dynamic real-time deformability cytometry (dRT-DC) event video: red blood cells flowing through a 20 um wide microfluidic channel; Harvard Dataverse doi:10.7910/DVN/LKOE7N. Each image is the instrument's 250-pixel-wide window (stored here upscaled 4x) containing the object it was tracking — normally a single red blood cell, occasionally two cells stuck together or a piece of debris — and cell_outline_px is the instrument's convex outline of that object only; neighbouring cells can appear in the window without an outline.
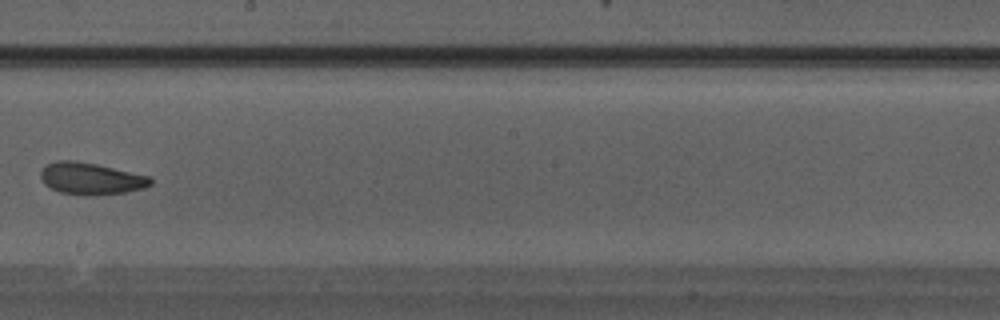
{"species": "Egyptian fruit bat (a non-hibernating species)", "species_latin": "Rousettus aegyptiacus", "temperature_condition": "warm", "stored_images_in_passage": 26, "camera_frame_rate_fps": 3000, "um_per_image_px": 0.085, "animal": {"sex": "male"}, "frame": {"image": 1, "passage_image": 12, "time_ms": 3.667, "image_size_px": [1000, 320], "cell_outline_px": [[152, 184], [144, 188], [124, 192], [88, 196], [84, 196], [60, 192], [44, 184], [40, 176], [40, 172], [48, 164], [56, 160], [76, 160], [96, 164], [148, 176], [152, 180]], "centroid_in_image_um": [7.7, 15.18], "position_along_channel_um": 240.5, "area_um2": 20.29}}
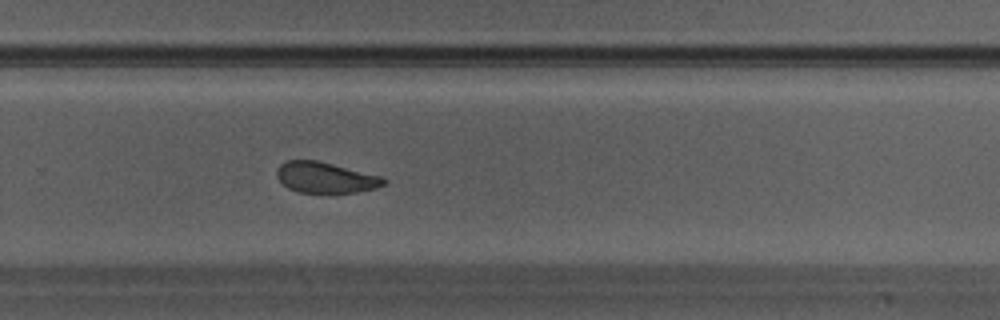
{"frame": {"image": 2, "passage_image": 15, "time_ms": 4.667, "image_size_px": [1000, 320], "cell_outline_px": [[388, 180], [384, 184], [376, 188], [356, 192], [300, 192], [288, 188], [276, 176], [276, 172], [280, 164], [288, 160], [316, 160], [384, 176]], "centroid_in_image_um": [27.7, 15.08], "position_along_channel_um": 302.1, "area_um2": 19.13}}